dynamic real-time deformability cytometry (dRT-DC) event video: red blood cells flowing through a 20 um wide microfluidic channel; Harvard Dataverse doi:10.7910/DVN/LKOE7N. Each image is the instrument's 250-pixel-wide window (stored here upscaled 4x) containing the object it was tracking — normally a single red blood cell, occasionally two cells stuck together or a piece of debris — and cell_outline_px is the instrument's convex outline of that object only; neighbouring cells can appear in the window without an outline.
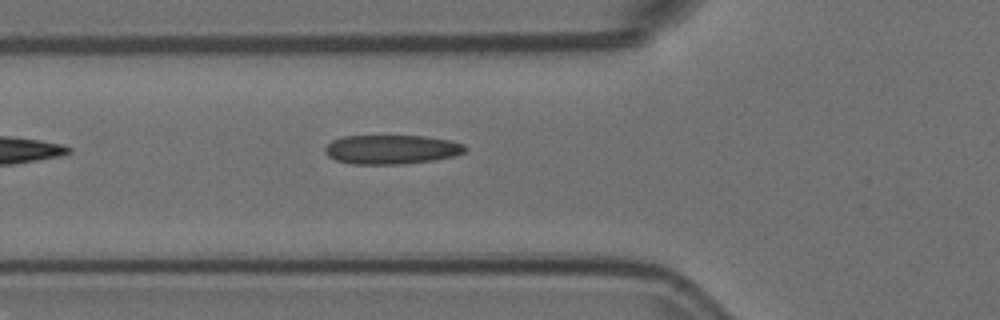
{"species": "Egyptian fruit bat (a non-hibernating species)", "species_latin": "Rousettus aegyptiacus", "temperature_condition": "room temperature", "stored_images_in_passage": 3, "camera_frame_rate_fps": 3000, "um_per_image_px": 0.085, "animal": {"sex": "female"}, "frame": {"image": 1, "passage_image": 3, "time_ms": 0.667, "image_size_px": [1000, 320], "cell_outline_px": [[468, 148], [464, 152], [456, 156], [436, 160], [404, 164], [352, 164], [336, 160], [328, 156], [324, 152], [324, 148], [332, 140], [344, 136], [424, 136], [448, 140], [464, 144]], "centroid_in_image_um": [33.29, 12.71], "position_along_channel_um": 92.5, "area_um2": 23.99}}